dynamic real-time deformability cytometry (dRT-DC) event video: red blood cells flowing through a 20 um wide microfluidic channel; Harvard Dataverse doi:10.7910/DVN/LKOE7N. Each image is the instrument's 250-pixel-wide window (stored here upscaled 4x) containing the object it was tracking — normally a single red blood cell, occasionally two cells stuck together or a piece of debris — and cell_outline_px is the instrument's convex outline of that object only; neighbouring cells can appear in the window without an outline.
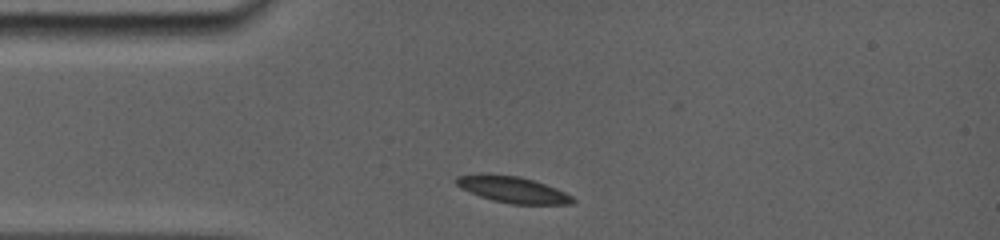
{"species": "common noctule bat (a hibernating species)", "species_latin": "Nyctalus noctula", "temperature_condition": "room temperature", "stored_images_in_passage": 3, "camera_frame_rate_fps": 5000, "um_per_image_px": 0.085, "animal": {"sex": "female", "body_mass_g": 19.0, "forearm_length_mm": 56.7}, "frame": {"image": 1, "passage_image": 1, "time_ms": 0.0, "image_size_px": [1000, 240], "cell_outline_px": [[576, 200], [572, 204], [512, 204], [492, 200], [480, 196], [460, 188], [452, 180], [456, 176], [480, 172], [484, 172], [520, 176], [556, 188], [572, 196]], "centroid_in_image_um": [43.5, 16.08], "position_along_channel_um": 41.5, "area_um2": 18.21}}
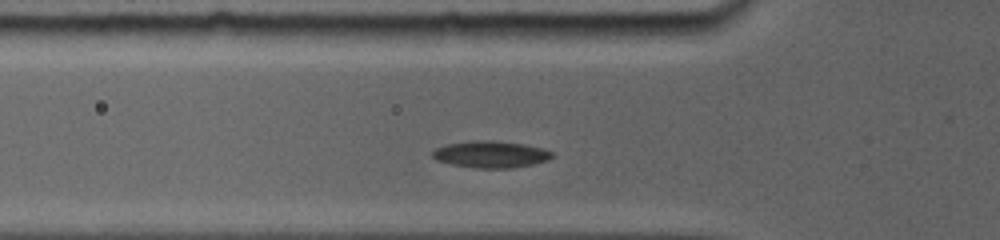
{"frame": {"image": 2, "passage_image": 3, "time_ms": 1.6, "image_size_px": [1000, 240], "cell_outline_px": [[552, 156], [548, 160], [532, 164], [512, 168], [472, 168], [452, 164], [436, 160], [432, 156], [432, 152], [436, 148], [448, 144], [480, 140], [484, 140], [520, 144], [540, 148], [552, 152]], "centroid_in_image_um": [41.68, 13.14], "position_along_channel_um": 84.1, "area_um2": 18.21}}